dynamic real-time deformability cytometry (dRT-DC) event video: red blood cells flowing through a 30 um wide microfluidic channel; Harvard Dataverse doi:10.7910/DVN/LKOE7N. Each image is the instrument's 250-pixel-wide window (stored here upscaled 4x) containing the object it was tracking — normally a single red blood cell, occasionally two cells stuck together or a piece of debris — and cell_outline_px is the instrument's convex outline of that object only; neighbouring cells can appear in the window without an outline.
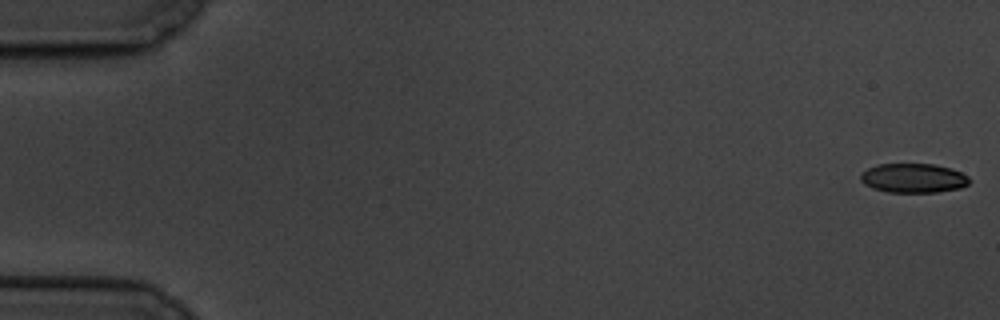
{"species": "common noctule bat (a hibernating species)", "species_latin": "Nyctalus noctula", "temperature_condition": "cold", "stored_images_in_passage": 6, "camera_frame_rate_fps": 3000, "um_per_image_px": 0.085, "animal": {"sex": "male", "body_mass_g": 19.5, "forearm_length_mm": 54.6}, "frame": {"image": 1, "passage_image": 1, "time_ms": 0.0, "image_size_px": [1000, 320], "cell_outline_px": [[972, 180], [968, 184], [960, 188], [936, 192], [888, 192], [872, 188], [864, 184], [860, 180], [860, 172], [876, 164], [932, 164], [952, 168], [968, 176]], "centroid_in_image_um": [77.62, 15.13], "position_along_channel_um": 7.4, "area_um2": 18.73}}
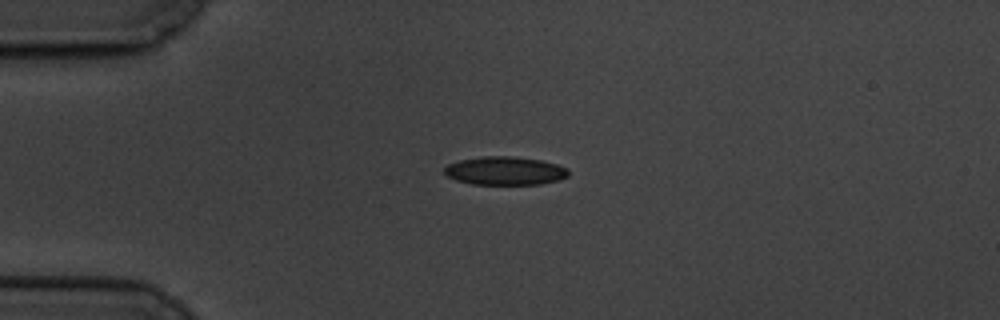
{"frame": {"image": 2, "passage_image": 5, "time_ms": 4.667, "image_size_px": [1000, 320], "cell_outline_px": [[568, 176], [560, 180], [540, 184], [472, 184], [456, 180], [448, 176], [444, 172], [444, 168], [448, 164], [460, 160], [480, 156], [512, 156], [540, 160], [556, 164], [568, 168]], "centroid_in_image_um": [42.93, 14.51], "position_along_channel_um": 42.1, "area_um2": 20.52}}